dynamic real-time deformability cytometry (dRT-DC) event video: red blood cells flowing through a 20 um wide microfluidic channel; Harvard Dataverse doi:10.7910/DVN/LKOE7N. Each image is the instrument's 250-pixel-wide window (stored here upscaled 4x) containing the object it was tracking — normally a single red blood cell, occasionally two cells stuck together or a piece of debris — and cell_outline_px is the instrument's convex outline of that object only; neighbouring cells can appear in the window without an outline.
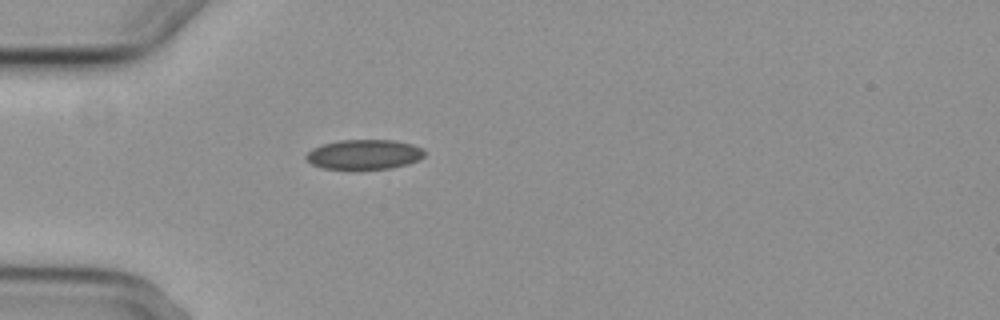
{"species": "common noctule bat (a hibernating species)", "species_latin": "Nyctalus noctula", "temperature_condition": "cold", "stored_images_in_passage": 5, "camera_frame_rate_fps": 3000, "um_per_image_px": 0.085, "animal": {"sex": "female", "body_mass_g": 29.2, "forearm_length_mm": 56.3}, "frame": {"image": 1, "passage_image": 5, "time_ms": 5.333, "image_size_px": [1000, 320], "cell_outline_px": [[424, 156], [420, 160], [408, 164], [392, 168], [360, 172], [352, 172], [324, 168], [312, 164], [304, 156], [312, 148], [324, 144], [340, 140], [392, 140], [412, 144], [424, 148]], "centroid_in_image_um": [30.96, 13.18], "position_along_channel_um": 54.0, "area_um2": 21.44}}